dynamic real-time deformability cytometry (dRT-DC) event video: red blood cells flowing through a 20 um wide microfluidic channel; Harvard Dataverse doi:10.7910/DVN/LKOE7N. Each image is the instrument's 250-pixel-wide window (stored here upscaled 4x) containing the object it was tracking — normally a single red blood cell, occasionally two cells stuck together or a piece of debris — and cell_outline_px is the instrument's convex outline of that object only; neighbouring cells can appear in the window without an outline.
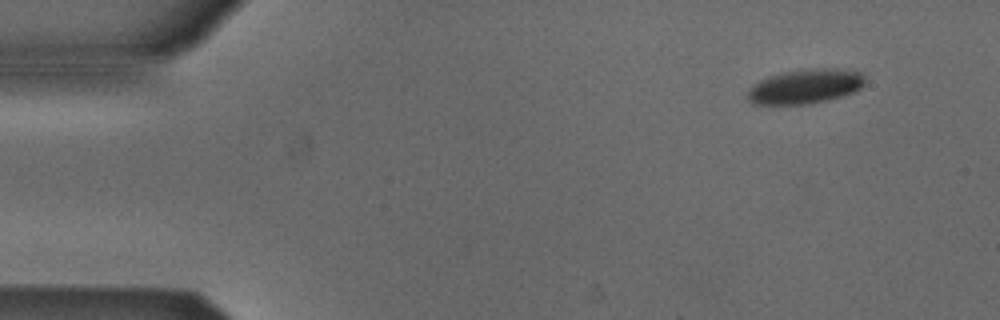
{"species": "Egyptian fruit bat (a non-hibernating species)", "species_latin": "Rousettus aegyptiacus", "temperature_condition": "cold", "stored_images_in_passage": 6, "camera_frame_rate_fps": 3000, "um_per_image_px": 0.085, "animal": {"sex": "male"}, "frame": {"image": 1, "passage_image": 1, "time_ms": 0.0, "image_size_px": [1000, 320], "cell_outline_px": [[864, 80], [860, 88], [852, 92], [828, 100], [808, 104], [752, 104], [748, 100], [748, 88], [752, 84], [768, 76], [780, 72], [808, 68], [836, 68], [860, 72]], "centroid_in_image_um": [68.38, 7.33], "position_along_channel_um": 16.6, "area_um2": 23.64}}